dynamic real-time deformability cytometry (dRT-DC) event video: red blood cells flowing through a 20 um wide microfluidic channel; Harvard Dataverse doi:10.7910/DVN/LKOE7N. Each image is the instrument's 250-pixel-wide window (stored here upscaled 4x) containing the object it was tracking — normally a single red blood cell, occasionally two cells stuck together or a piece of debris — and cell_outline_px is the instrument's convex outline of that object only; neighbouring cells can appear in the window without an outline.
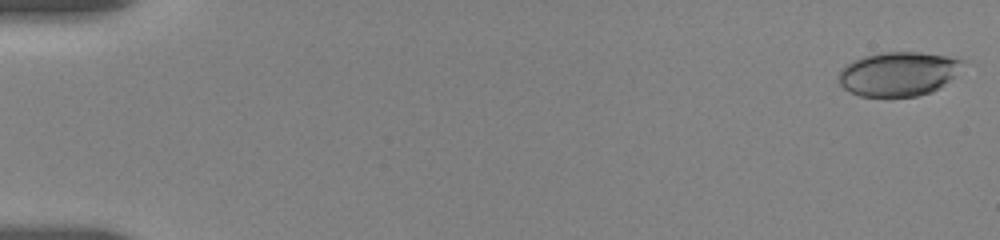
{"species": "human", "species_latin": "Homo sapiens", "temperature_condition": "room temperature", "stored_images_in_passage": 6, "camera_frame_rate_fps": 3000, "um_per_image_px": 0.085, "donor": {"sex": "female"}, "frame": {"image": 1, "passage_image": 1, "time_ms": 0.0, "image_size_px": [1000, 240], "cell_outline_px": [[960, 60], [952, 76], [940, 88], [932, 92], [916, 96], [860, 96], [844, 88], [840, 84], [836, 76], [840, 68], [852, 60], [864, 56], [884, 52], [920, 52], [948, 56]], "centroid_in_image_um": [76.24, 6.28], "position_along_channel_um": 8.8, "area_um2": 31.44}}
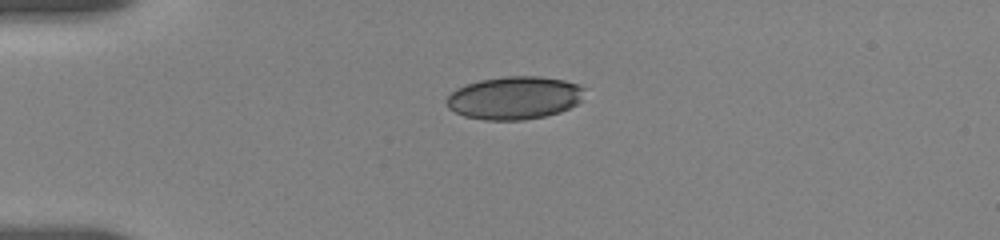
{"frame": {"image": 2, "passage_image": 5, "time_ms": 4.333, "image_size_px": [1000, 240], "cell_outline_px": [[584, 100], [560, 112], [544, 116], [524, 120], [484, 120], [464, 116], [448, 108], [448, 96], [456, 88], [480, 80], [504, 76], [540, 76], [564, 80], [580, 84], [584, 88]], "centroid_in_image_um": [43.77, 8.31], "position_along_channel_um": 41.2, "area_um2": 34.62}}